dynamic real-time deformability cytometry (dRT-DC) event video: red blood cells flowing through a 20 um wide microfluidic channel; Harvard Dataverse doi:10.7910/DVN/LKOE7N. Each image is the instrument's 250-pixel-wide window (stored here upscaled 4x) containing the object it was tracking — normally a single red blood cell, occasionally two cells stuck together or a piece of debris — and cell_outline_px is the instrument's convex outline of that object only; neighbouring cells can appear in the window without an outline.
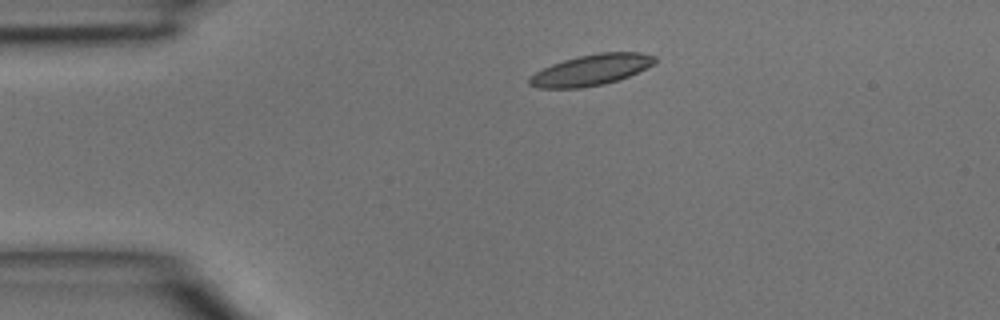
{"species": "common noctule bat (a hibernating species)", "species_latin": "Nyctalus noctula", "temperature_condition": "room temperature", "stored_images_in_passage": 3, "segment_of_instrument_passage": [1, 2], "camera_frame_rate_fps": 3000, "um_per_image_px": 0.085, "animal": {"sex": "male", "body_mass_g": 15.6}, "frame": {"image": 1, "passage_image": 1, "time_ms": 0.0, "image_size_px": [1000, 320], "cell_outline_px": [[656, 60], [652, 64], [628, 76], [604, 84], [580, 88], [536, 88], [528, 84], [528, 80], [536, 72], [552, 64], [564, 60], [580, 56], [600, 52], [640, 52], [656, 56]], "centroid_in_image_um": [50.22, 5.95], "position_along_channel_um": 34.8, "area_um2": 22.25}}